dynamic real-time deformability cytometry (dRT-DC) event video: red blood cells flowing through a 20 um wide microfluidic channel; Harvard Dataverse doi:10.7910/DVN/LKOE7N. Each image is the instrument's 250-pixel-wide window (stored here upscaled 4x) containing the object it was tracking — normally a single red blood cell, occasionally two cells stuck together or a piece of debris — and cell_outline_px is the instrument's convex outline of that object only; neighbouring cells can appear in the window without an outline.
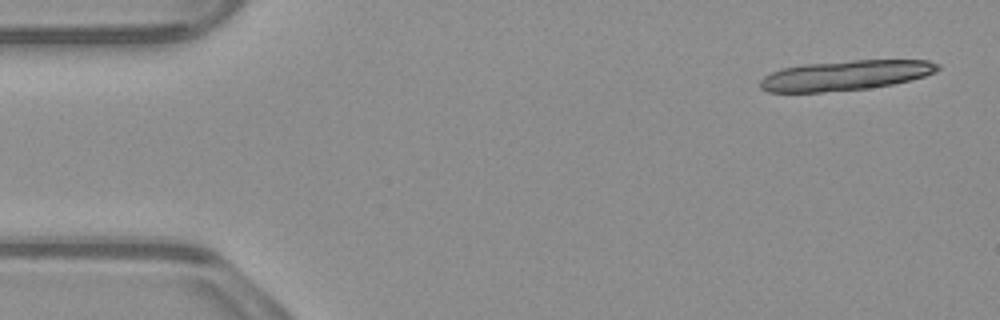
{"species": "common noctule bat (a hibernating species)", "species_latin": "Nyctalus noctula", "temperature_condition": "warm", "stored_images_in_passage": 17, "camera_frame_rate_fps": 3000, "um_per_image_px": 0.085, "animal": {"sex": "male", "body_mass_g": 23.1, "forearm_length_mm": 52.7}, "frame": {"image": 1, "passage_image": 2, "time_ms": 0.333, "image_size_px": [1000, 320], "cell_outline_px": [[940, 68], [936, 72], [924, 76], [892, 84], [868, 88], [820, 92], [768, 92], [760, 88], [760, 80], [764, 76], [772, 72], [784, 68], [804, 64], [852, 60], [928, 60], [940, 64]], "centroid_in_image_um": [71.86, 6.4], "position_along_channel_um": 13.1, "area_um2": 30.87}}